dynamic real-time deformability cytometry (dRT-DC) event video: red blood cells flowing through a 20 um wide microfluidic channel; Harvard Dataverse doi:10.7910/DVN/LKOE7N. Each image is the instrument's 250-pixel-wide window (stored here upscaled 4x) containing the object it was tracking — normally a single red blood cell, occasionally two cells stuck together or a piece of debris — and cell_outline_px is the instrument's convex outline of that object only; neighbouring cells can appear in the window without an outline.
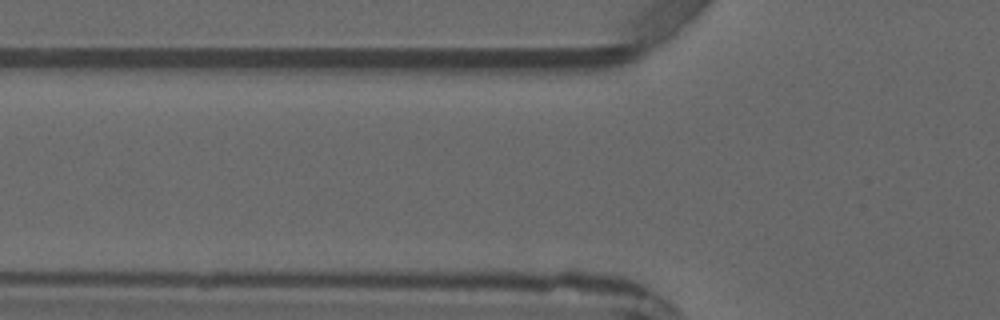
{"species": "common noctule bat (a hibernating species)", "species_latin": "Nyctalus noctula", "temperature_condition": "warm", "stored_images_in_passage": 4, "segment_of_instrument_passage": [2, 2], "camera_frame_rate_fps": 3000, "um_per_image_px": 0.085, "animal": {"sex": "male", "forearm_length_mm": 52.5}, "frame": {"image": 1, "passage_image": 4, "time_ms": 3.667, "image_size_px": [1000, 320], "cell_outline_px": [[608, 288], [384, 288], [380, 284], [388, 268], [484, 268], [568, 272]], "centroid_in_image_um": [40.95, 23.7], "position_along_channel_um": 84.8, "area_um2": 27.74}}